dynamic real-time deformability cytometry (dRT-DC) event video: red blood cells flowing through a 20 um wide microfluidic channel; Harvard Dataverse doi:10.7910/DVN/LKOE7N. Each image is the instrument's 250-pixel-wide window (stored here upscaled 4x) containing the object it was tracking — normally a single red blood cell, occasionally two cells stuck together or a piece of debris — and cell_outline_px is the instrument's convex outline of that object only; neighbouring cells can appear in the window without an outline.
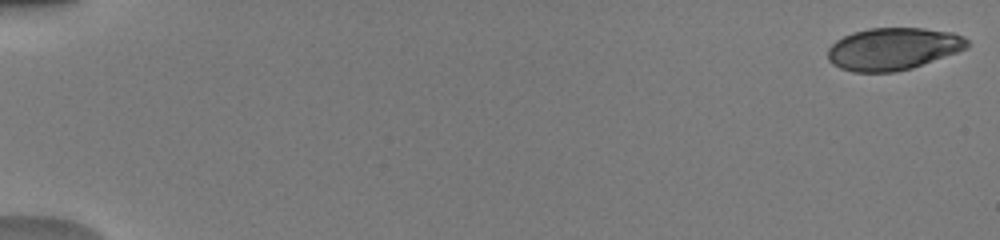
{"species": "human", "species_latin": "Homo sapiens", "temperature_condition": "warm", "stored_images_in_passage": 15, "camera_frame_rate_fps": 3000, "um_per_image_px": 0.085, "donor": {"sex": "male"}, "frame": {"image": 1, "passage_image": 1, "time_ms": 0.0, "image_size_px": [1000, 240], "cell_outline_px": [[968, 48], [912, 68], [896, 72], [852, 72], [840, 68], [832, 64], [828, 60], [828, 48], [836, 40], [852, 32], [868, 28], [924, 28], [952, 32], [964, 36], [968, 40]], "centroid_in_image_um": [75.9, 4.15], "position_along_channel_um": 9.1, "area_um2": 34.51}}
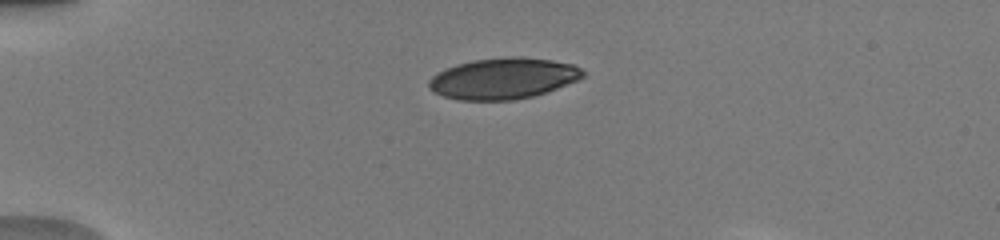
{"frame": {"image": 2, "passage_image": 13, "time_ms": 4.333, "image_size_px": [1000, 240], "cell_outline_px": [[584, 76], [576, 80], [556, 88], [532, 96], [512, 100], [460, 100], [444, 96], [432, 92], [428, 88], [428, 80], [432, 76], [456, 64], [472, 60], [508, 56], [520, 56], [552, 60], [572, 64], [580, 68], [584, 72]], "centroid_in_image_um": [42.74, 6.66], "position_along_channel_um": 42.3, "area_um2": 36.7}}